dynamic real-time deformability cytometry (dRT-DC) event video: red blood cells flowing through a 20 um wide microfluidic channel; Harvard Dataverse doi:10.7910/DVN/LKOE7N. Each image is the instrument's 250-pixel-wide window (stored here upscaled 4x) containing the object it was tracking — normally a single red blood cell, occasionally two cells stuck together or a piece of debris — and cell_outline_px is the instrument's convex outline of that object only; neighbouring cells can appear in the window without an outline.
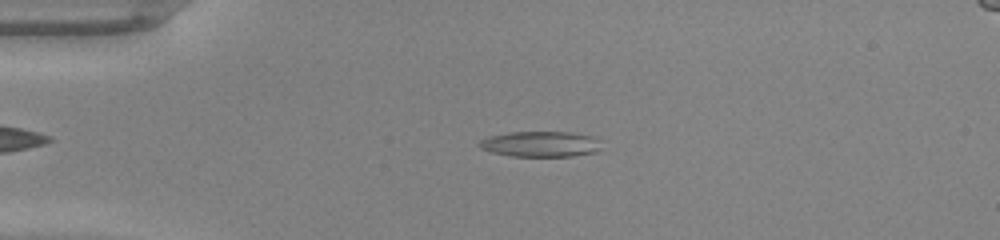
{"species": "common noctule bat (a hibernating species)", "species_latin": "Nyctalus noctula", "temperature_condition": "warm", "stored_images_in_passage": 48, "camera_frame_rate_fps": 3000, "um_per_image_px": 0.085, "animal": {"sex": "male", "body_mass_g": 20.0, "forearm_length_mm": 53.3}, "frame": {"image": 1, "passage_image": 11, "time_ms": 3.333, "image_size_px": [1000, 240], "cell_outline_px": [[600, 148], [596, 152], [572, 156], [512, 156], [492, 152], [480, 148], [476, 144], [480, 140], [492, 136], [508, 132], [568, 132], [592, 136], [600, 140]], "centroid_in_image_um": [45.95, 12.24], "position_along_channel_um": 39.1, "area_um2": 18.15}}
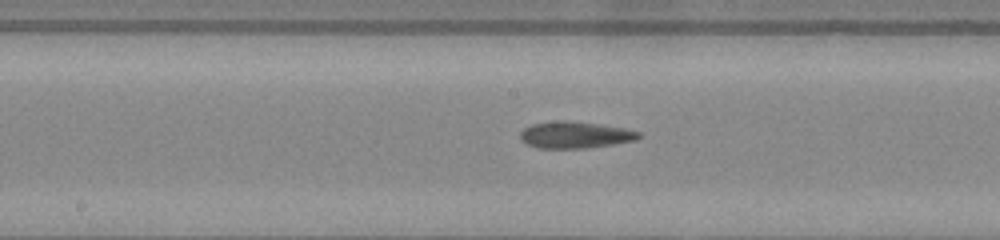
{"frame": {"image": 2, "passage_image": 25, "time_ms": 8.0, "image_size_px": [1000, 240], "cell_outline_px": [[640, 136], [636, 140], [588, 148], [536, 148], [528, 144], [520, 136], [520, 132], [524, 128], [532, 124], [596, 124], [624, 128], [640, 132]], "centroid_in_image_um": [48.93, 11.53], "position_along_channel_um": 199.3, "area_um2": 17.17}}
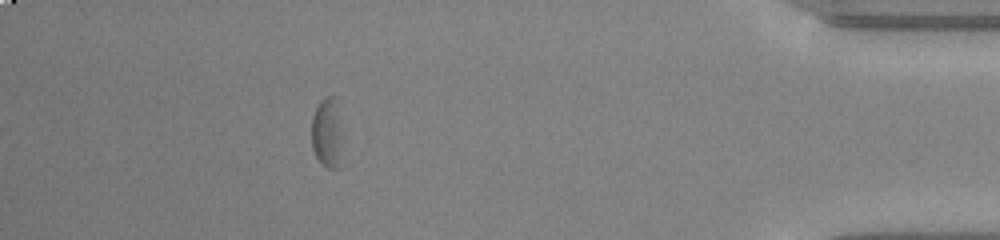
{"frame": {"image": 3, "passage_image": 43, "time_ms": 14.0, "image_size_px": [1000, 240], "cell_outline_px": [[344, 168], [328, 168], [316, 156], [312, 148], [312, 116], [320, 100], [328, 96], [336, 96], [340, 120]], "centroid_in_image_um": [27.86, 11.34], "position_along_channel_um": 407.3, "area_um2": 13.12}, "authors_computed_cell_mechanics": {"area_um2": 18.0914, "velocity_mm_per_s": 4.2424, "shape_relaxation_time_tau1_ms": 5.6898, "shape_relaxation_time_tau2_ms": 2.1633, "deformation_change_tau1": 0.2223, "deformation_change_tau2": 0.1066}}